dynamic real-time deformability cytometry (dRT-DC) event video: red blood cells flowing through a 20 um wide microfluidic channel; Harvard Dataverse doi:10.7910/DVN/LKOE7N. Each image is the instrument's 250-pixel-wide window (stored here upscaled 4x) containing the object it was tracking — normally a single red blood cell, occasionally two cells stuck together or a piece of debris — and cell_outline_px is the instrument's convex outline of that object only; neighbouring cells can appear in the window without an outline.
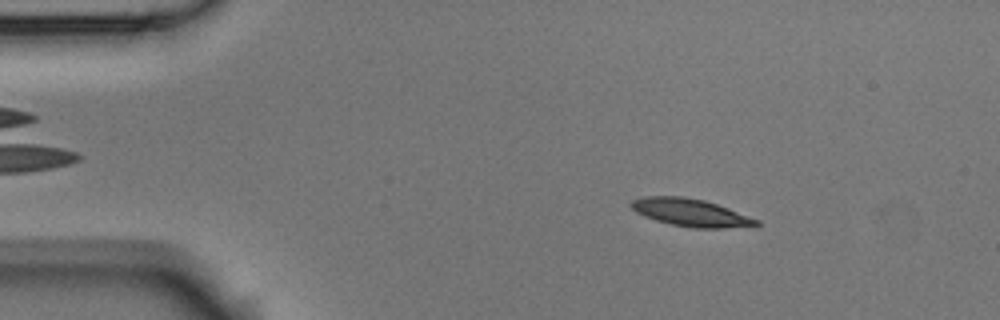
{"species": "Egyptian fruit bat (a non-hibernating species)", "species_latin": "Rousettus aegyptiacus", "temperature_condition": "room temperature", "stored_images_in_passage": 3, "camera_frame_rate_fps": 3000, "um_per_image_px": 0.085, "animal": {"sex": "male"}, "frame": {"image": 1, "passage_image": 1, "time_ms": 0.0, "image_size_px": [1000, 320], "cell_outline_px": [[760, 224], [724, 228], [692, 228], [672, 224], [656, 220], [644, 216], [636, 212], [628, 204], [632, 200], [644, 196], [684, 196], [704, 200], [728, 208], [760, 220]], "centroid_in_image_um": [58.67, 18.06], "position_along_channel_um": 26.3, "area_um2": 20.0}}
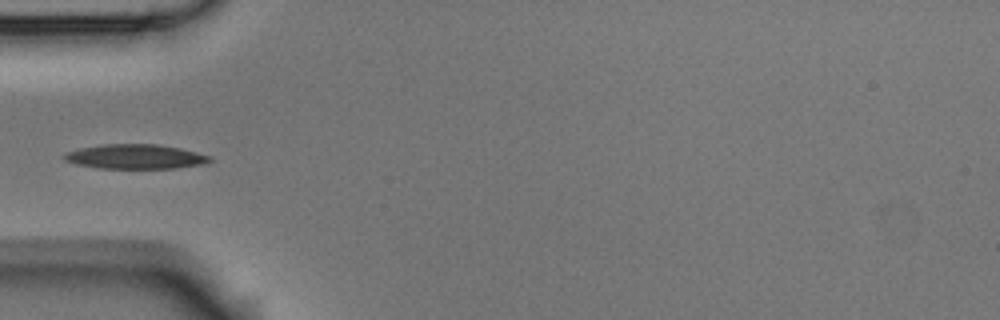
{"frame": {"image": 2, "passage_image": 3, "time_ms": 0.667, "image_size_px": [1000, 320], "cell_outline_px": [[212, 160], [208, 164], [176, 168], [100, 168], [76, 164], [64, 160], [60, 156], [64, 152], [80, 148], [100, 144], [156, 144], [180, 148], [212, 156]], "centroid_in_image_um": [11.5, 13.31], "position_along_channel_um": 73.5, "area_um2": 21.1}}